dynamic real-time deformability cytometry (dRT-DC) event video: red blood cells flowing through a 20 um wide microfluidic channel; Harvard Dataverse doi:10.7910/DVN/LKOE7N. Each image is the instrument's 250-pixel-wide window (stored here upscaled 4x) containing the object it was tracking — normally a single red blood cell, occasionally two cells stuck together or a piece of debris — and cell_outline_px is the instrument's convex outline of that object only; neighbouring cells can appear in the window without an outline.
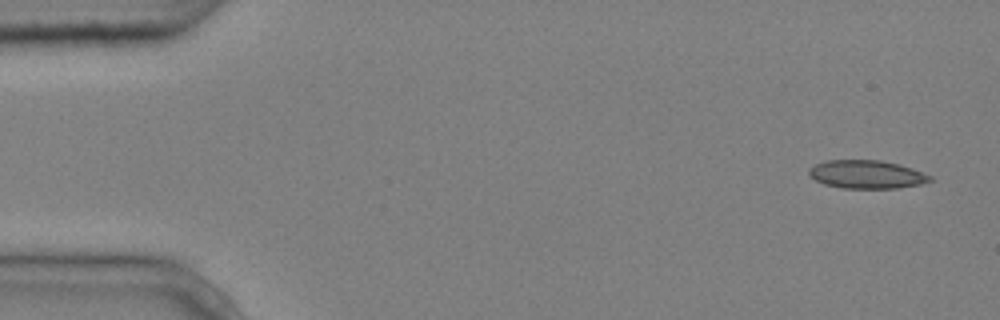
{"species": "common noctule bat (a hibernating species)", "species_latin": "Nyctalus noctula", "temperature_condition": "cold", "stored_images_in_passage": 7, "camera_frame_rate_fps": 3000, "um_per_image_px": 0.085, "animal": {"sex": "male", "body_mass_g": 20.4}, "frame": {"image": 1, "passage_image": 1, "time_ms": 0.0, "image_size_px": [1000, 320], "cell_outline_px": [[932, 180], [920, 184], [896, 188], [844, 188], [824, 184], [816, 180], [808, 172], [808, 168], [816, 164], [828, 160], [880, 160], [900, 164], [912, 168], [932, 176]], "centroid_in_image_um": [73.68, 14.82], "position_along_channel_um": 11.3, "area_um2": 19.83}}
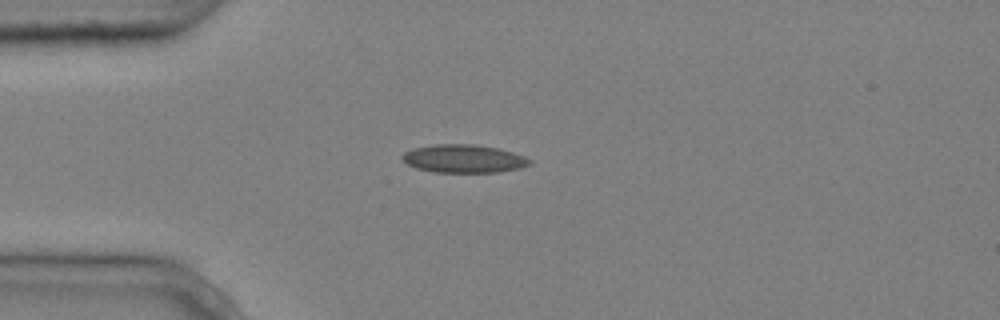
{"frame": {"image": 2, "passage_image": 4, "time_ms": 1.0, "image_size_px": [1000, 320], "cell_outline_px": [[532, 164], [520, 168], [496, 172], [436, 172], [416, 168], [408, 164], [400, 156], [404, 152], [412, 148], [436, 144], [472, 144], [496, 148], [512, 152], [524, 156], [532, 160]], "centroid_in_image_um": [39.41, 13.48], "position_along_channel_um": 45.6, "area_um2": 20.81}}
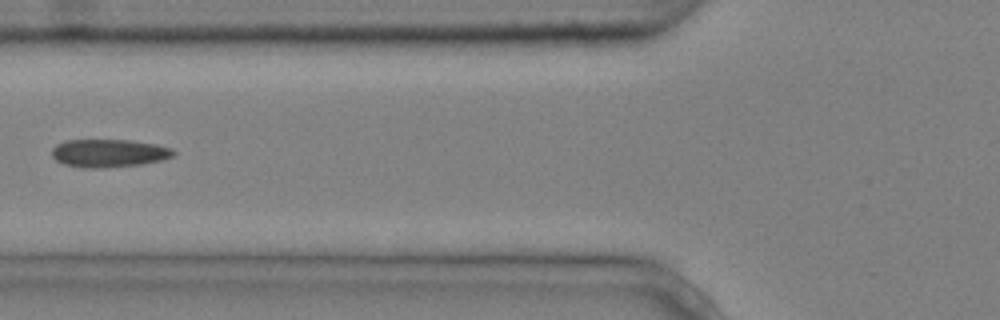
{"frame": {"image": 3, "passage_image": 6, "time_ms": 1.667, "image_size_px": [1000, 320], "cell_outline_px": [[176, 152], [172, 156], [160, 160], [140, 164], [104, 168], [84, 168], [64, 164], [56, 160], [52, 156], [52, 148], [56, 144], [64, 140], [128, 140], [156, 144], [172, 148]], "centroid_in_image_um": [9.22, 13.01], "position_along_channel_um": 116.6, "area_um2": 19.83}}